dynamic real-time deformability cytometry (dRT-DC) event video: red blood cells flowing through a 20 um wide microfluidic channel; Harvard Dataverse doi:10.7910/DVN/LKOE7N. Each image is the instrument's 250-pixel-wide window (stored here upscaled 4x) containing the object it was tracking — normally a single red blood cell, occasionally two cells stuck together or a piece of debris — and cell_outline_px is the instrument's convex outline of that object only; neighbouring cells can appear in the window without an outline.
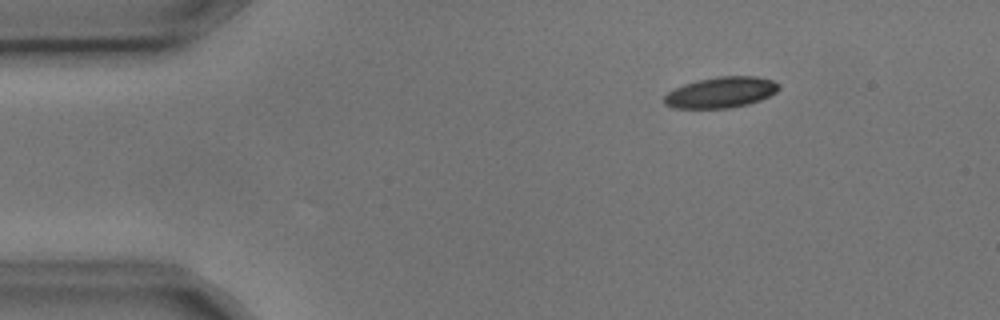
{"species": "common noctule bat (a hibernating species)", "species_latin": "Nyctalus noctula", "temperature_condition": "cold", "stored_images_in_passage": 4, "camera_frame_rate_fps": 3000, "um_per_image_px": 0.085, "animal": {"sex": "male", "body_mass_g": 17.9, "forearm_length_mm": 54.2}, "frame": {"image": 1, "passage_image": 4, "time_ms": 1.0, "image_size_px": [1000, 320], "cell_outline_px": [[780, 88], [776, 92], [760, 100], [748, 104], [728, 108], [672, 108], [664, 104], [664, 96], [668, 92], [684, 84], [700, 80], [720, 76], [756, 76], [772, 80], [780, 84]], "centroid_in_image_um": [61.29, 7.85], "position_along_channel_um": 23.7, "area_um2": 20.52}}